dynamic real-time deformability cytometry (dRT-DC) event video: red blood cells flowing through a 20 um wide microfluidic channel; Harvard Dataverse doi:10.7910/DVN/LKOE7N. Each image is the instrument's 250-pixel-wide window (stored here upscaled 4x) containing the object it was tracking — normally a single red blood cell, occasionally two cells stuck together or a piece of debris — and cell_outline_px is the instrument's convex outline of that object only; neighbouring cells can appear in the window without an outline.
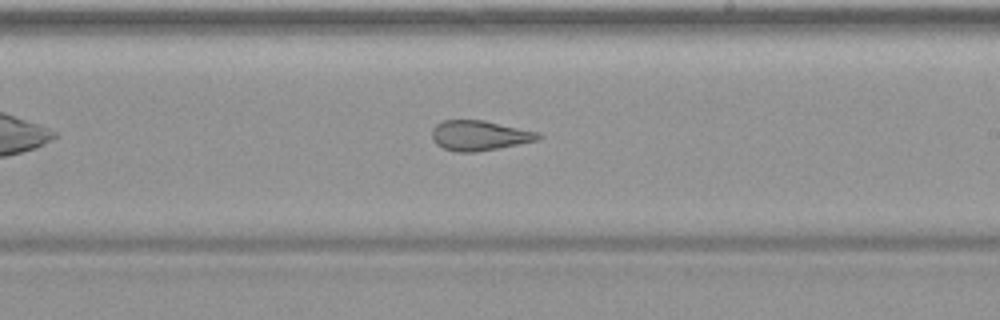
{"species": "common noctule bat (a hibernating species)", "species_latin": "Nyctalus noctula", "temperature_condition": "warm", "stored_images_in_passage": 27, "camera_frame_rate_fps": 3000, "um_per_image_px": 0.085, "animal": {"sex": "female", "body_mass_g": 19.9}, "frame": {"image": 1, "passage_image": 16, "time_ms": 5.0, "image_size_px": [1000, 320], "cell_outline_px": [[544, 136], [536, 140], [476, 152], [456, 152], [444, 148], [436, 144], [432, 140], [432, 128], [436, 124], [444, 120], [484, 120], [540, 132]], "centroid_in_image_um": [40.73, 11.51], "position_along_channel_um": 248.3, "area_um2": 18.55}}